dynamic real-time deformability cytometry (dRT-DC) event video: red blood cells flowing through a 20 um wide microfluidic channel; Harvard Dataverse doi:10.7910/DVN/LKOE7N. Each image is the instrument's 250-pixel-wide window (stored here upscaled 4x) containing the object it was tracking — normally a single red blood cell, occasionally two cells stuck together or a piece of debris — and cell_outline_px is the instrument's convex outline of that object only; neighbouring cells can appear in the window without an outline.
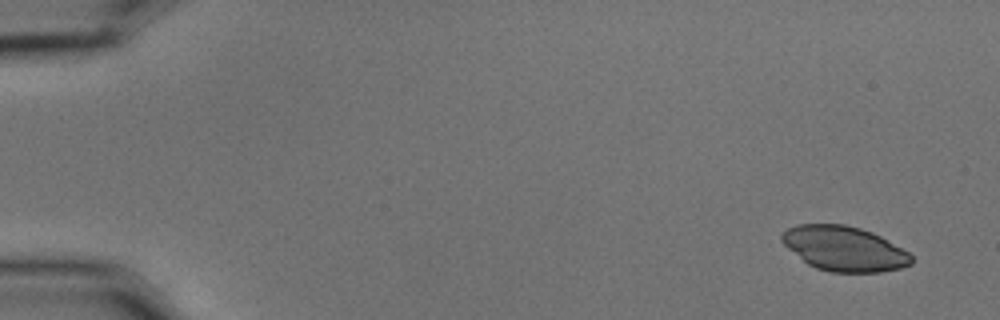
{"species": "common noctule bat (a hibernating species)", "species_latin": "Nyctalus noctula", "temperature_condition": "cold", "stored_images_in_passage": 5, "camera_frame_rate_fps": 3000, "um_per_image_px": 0.085, "animal": {"sex": "male", "body_mass_g": 15.6}, "frame": {"image": 1, "passage_image": 1, "time_ms": 0.0, "image_size_px": [1000, 320], "cell_outline_px": [[912, 264], [900, 268], [880, 272], [832, 272], [816, 268], [808, 264], [788, 248], [780, 240], [780, 236], [788, 228], [796, 224], [844, 224], [860, 228], [872, 232], [888, 240], [908, 252], [912, 256]], "centroid_in_image_um": [71.75, 21.13], "position_along_channel_um": 13.2, "area_um2": 33.7}}